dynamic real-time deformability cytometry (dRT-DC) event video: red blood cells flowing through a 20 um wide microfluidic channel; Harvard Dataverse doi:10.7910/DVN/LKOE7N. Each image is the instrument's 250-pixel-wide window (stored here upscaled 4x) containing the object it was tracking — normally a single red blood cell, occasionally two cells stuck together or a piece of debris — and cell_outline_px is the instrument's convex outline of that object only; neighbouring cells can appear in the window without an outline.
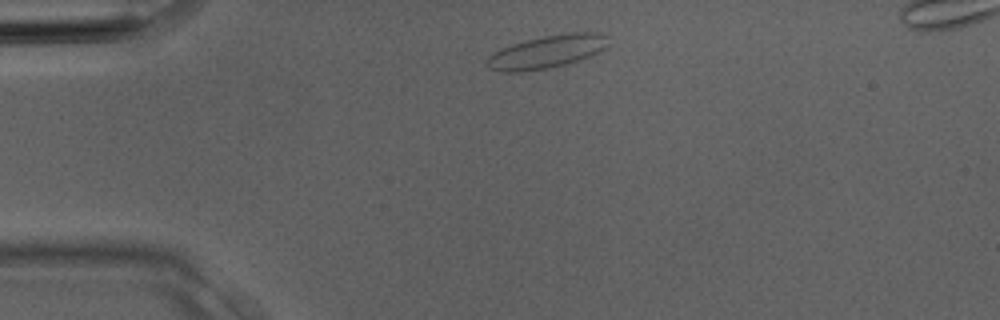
{"species": "Egyptian fruit bat (a non-hibernating species)", "species_latin": "Rousettus aegyptiacus", "temperature_condition": "room temperature", "stored_images_in_passage": 2, "camera_frame_rate_fps": 3000, "um_per_image_px": 0.085, "animal": {"sex": "male"}, "frame": {"image": 1, "passage_image": 1, "time_ms": 0.0, "image_size_px": [1000, 320], "cell_outline_px": [[604, 48], [580, 60], [548, 68], [520, 72], [500, 72], [488, 68], [484, 64], [484, 60], [488, 56], [500, 48], [524, 40], [564, 32], [600, 32], [604, 36]], "centroid_in_image_um": [46.35, 4.41], "position_along_channel_um": 38.6, "area_um2": 23.18}}